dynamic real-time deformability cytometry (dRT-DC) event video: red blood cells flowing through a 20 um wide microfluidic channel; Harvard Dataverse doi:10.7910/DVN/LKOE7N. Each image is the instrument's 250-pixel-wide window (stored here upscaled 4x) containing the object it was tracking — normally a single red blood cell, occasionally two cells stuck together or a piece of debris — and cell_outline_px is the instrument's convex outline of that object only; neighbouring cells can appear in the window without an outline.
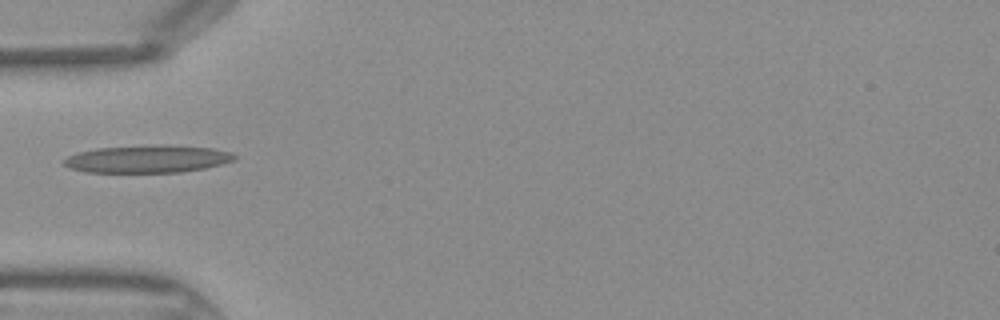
{"species": "Egyptian fruit bat (a non-hibernating species)", "species_latin": "Rousettus aegyptiacus", "temperature_condition": "warm", "stored_images_in_passage": 31, "camera_frame_rate_fps": 3000, "um_per_image_px": 0.085, "frame": {"image": 1, "passage_image": 1, "time_ms": 0.0, "image_size_px": [1000, 320], "cell_outline_px": [[236, 156], [232, 160], [220, 164], [204, 168], [180, 172], [84, 172], [68, 168], [64, 164], [64, 160], [68, 156], [76, 152], [96, 148], [160, 144], [164, 144], [212, 148], [232, 152]], "centroid_in_image_um": [12.5, 13.5], "position_along_channel_um": 72.5, "area_um2": 27.46}}
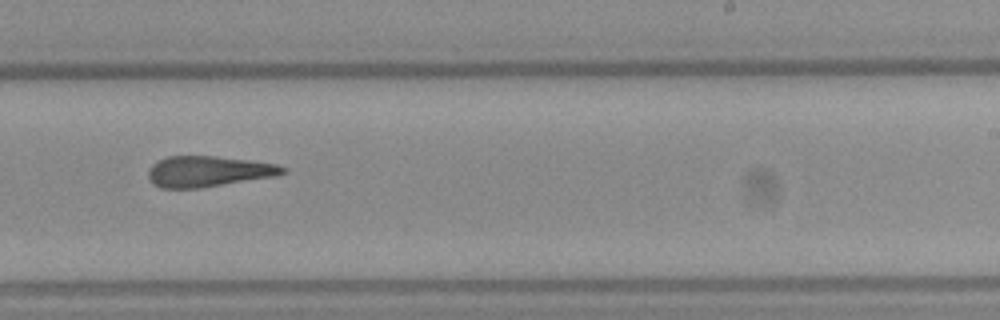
{"frame": {"image": 2, "passage_image": 14, "time_ms": 4.333, "image_size_px": [1000, 320], "cell_outline_px": [[288, 172], [276, 176], [200, 188], [160, 188], [152, 184], [148, 176], [148, 168], [152, 164], [168, 156], [216, 156], [248, 160], [276, 164], [288, 168]], "centroid_in_image_um": [17.71, 14.57], "position_along_channel_um": 271.3, "area_um2": 24.22}}
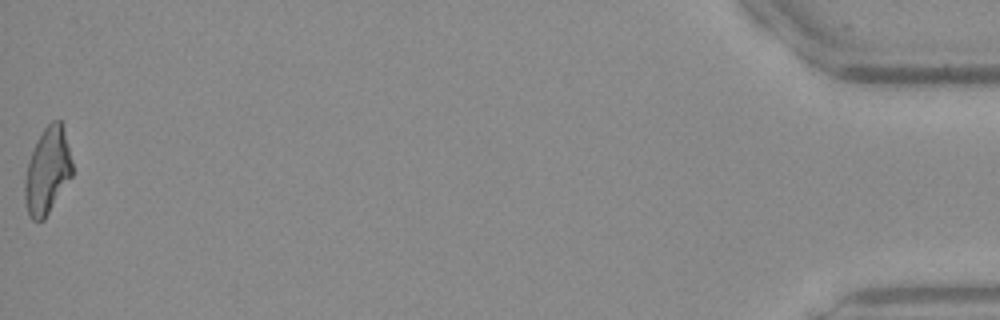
{"frame": {"image": 3, "passage_image": 31, "time_ms": 10.0, "image_size_px": [1000, 320], "cell_outline_px": [[72, 176], [44, 220], [32, 220], [28, 216], [24, 200], [24, 180], [28, 160], [44, 128], [52, 120], [60, 120], [64, 132], [72, 160]], "centroid_in_image_um": [4.01, 14.57], "position_along_channel_um": 431.2, "area_um2": 23.7}}